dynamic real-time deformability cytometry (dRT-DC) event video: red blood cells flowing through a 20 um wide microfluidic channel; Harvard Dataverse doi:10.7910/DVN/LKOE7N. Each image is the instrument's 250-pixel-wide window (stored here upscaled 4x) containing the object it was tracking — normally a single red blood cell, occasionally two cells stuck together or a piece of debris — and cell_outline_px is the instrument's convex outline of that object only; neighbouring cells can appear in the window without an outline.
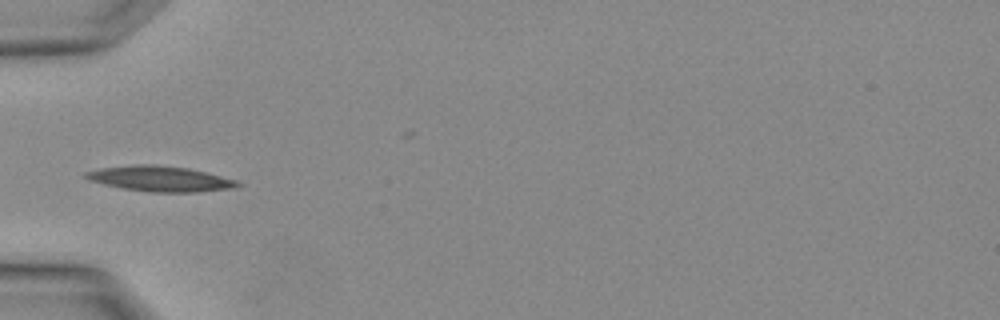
{"species": "Egyptian fruit bat (a non-hibernating species)", "species_latin": "Rousettus aegyptiacus", "temperature_condition": "warm", "stored_images_in_passage": 2, "camera_frame_rate_fps": 3000, "um_per_image_px": 0.085, "animal": {"sex": "female"}, "frame": {"image": 1, "passage_image": 2, "time_ms": 0.333, "image_size_px": [1000, 320], "cell_outline_px": [[244, 184], [236, 188], [196, 192], [148, 192], [124, 188], [104, 184], [88, 180], [84, 176], [84, 172], [100, 168], [132, 164], [156, 164], [188, 168], [236, 180]], "centroid_in_image_um": [13.61, 15.19], "position_along_channel_um": 71.4, "area_um2": 22.54}}